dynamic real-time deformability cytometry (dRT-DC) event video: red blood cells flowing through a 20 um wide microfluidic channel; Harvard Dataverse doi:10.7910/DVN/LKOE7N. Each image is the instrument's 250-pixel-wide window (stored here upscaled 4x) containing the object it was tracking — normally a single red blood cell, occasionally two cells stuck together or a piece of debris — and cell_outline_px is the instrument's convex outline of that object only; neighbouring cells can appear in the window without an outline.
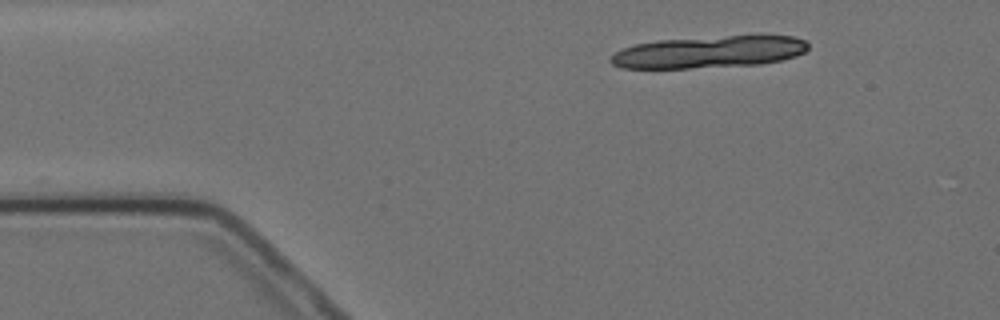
{"species": "Egyptian fruit bat (a non-hibernating species)", "species_latin": "Rousettus aegyptiacus", "temperature_condition": "cold", "stored_images_in_passage": 10, "segment_of_instrument_passage": [1, 2], "camera_frame_rate_fps": 3000, "um_per_image_px": 0.085, "animal": {"sex": "female"}, "frame": {"image": 1, "passage_image": 1, "time_ms": 0.0, "image_size_px": [1000, 320], "cell_outline_px": [[808, 48], [804, 52], [796, 56], [780, 60], [760, 64], [688, 68], [620, 68], [612, 64], [608, 60], [616, 52], [624, 48], [636, 44], [656, 40], [760, 32], [796, 36], [804, 40], [808, 44]], "centroid_in_image_um": [60.38, 4.36], "position_along_channel_um": 24.6, "area_um2": 38.09}}